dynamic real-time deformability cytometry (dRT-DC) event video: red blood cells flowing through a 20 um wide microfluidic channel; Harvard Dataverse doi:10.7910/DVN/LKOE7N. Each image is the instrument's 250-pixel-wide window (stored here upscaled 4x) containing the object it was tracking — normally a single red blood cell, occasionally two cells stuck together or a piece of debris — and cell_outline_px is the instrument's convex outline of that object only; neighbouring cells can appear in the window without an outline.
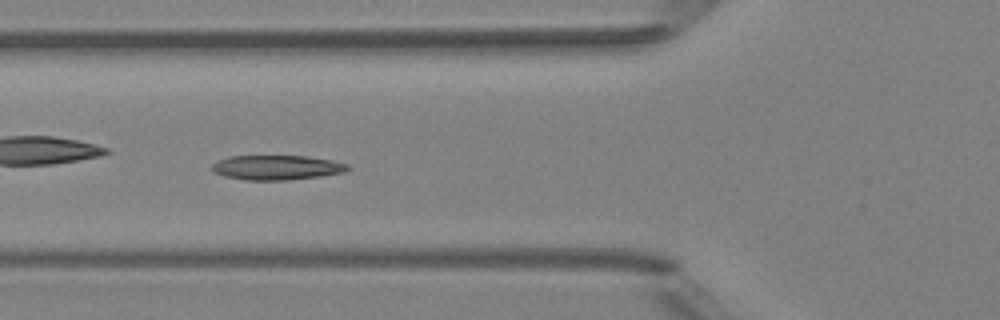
{"species": "Egyptian fruit bat (a non-hibernating species)", "species_latin": "Rousettus aegyptiacus", "temperature_condition": "room temperature", "stored_images_in_passage": 9, "camera_frame_rate_fps": 3000, "um_per_image_px": 0.085, "animal": {"sex": "female"}, "frame": {"image": 1, "passage_image": 6, "time_ms": 5.667, "image_size_px": [1000, 320], "cell_outline_px": [[352, 168], [344, 172], [320, 176], [284, 180], [244, 180], [224, 176], [212, 172], [212, 164], [216, 160], [228, 156], [308, 156], [332, 160], [348, 164]], "centroid_in_image_um": [23.5, 14.23], "position_along_channel_um": 102.3, "area_um2": 19.65}}
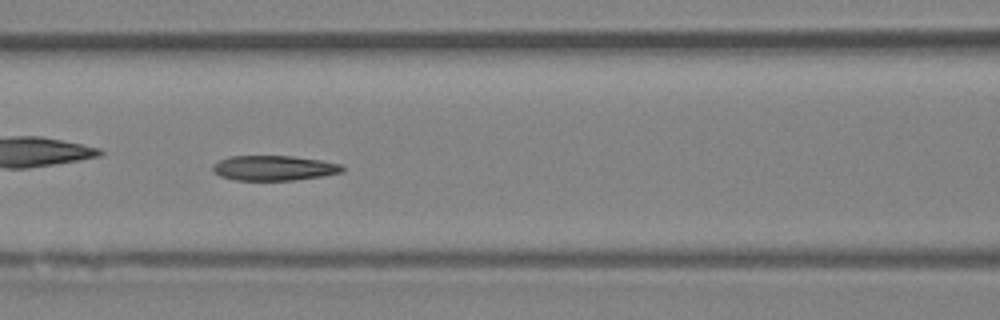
{"frame": {"image": 2, "passage_image": 7, "time_ms": 6.667, "image_size_px": [1000, 320], "cell_outline_px": [[344, 172], [324, 176], [296, 180], [236, 180], [220, 176], [212, 168], [212, 164], [228, 156], [292, 156], [320, 160], [340, 164], [344, 168]], "centroid_in_image_um": [23.3, 14.28], "position_along_channel_um": 143.3, "area_um2": 18.9}}
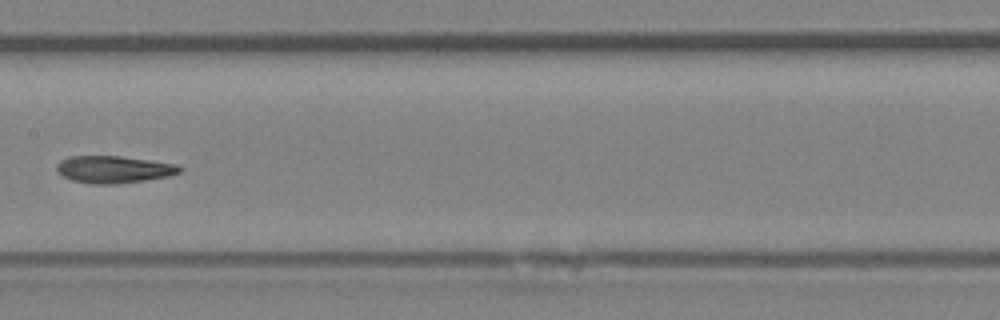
{"frame": {"image": 3, "passage_image": 8, "time_ms": 8.0, "image_size_px": [1000, 320], "cell_outline_px": [[184, 168], [180, 172], [168, 176], [144, 180], [116, 184], [92, 184], [72, 180], [56, 172], [56, 164], [60, 160], [68, 156], [120, 156], [176, 164]], "centroid_in_image_um": [9.63, 14.39], "position_along_channel_um": 197.8, "area_um2": 19.48}}